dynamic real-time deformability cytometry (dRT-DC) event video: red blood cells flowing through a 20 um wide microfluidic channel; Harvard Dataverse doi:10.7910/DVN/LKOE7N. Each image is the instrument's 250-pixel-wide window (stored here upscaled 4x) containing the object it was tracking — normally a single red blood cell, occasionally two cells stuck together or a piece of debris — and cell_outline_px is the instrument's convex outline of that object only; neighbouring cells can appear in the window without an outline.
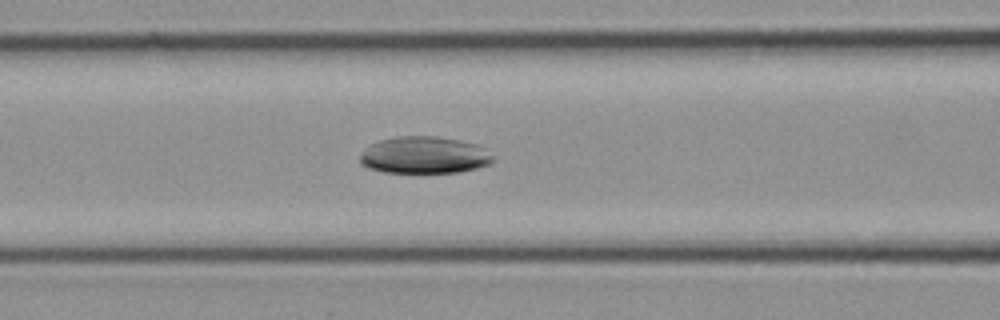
{"species": "common noctule bat (a hibernating species)", "species_latin": "Nyctalus noctula", "temperature_condition": "cold", "stored_images_in_passage": 13, "camera_frame_rate_fps": 3000, "um_per_image_px": 0.085, "animal": {"sex": "female", "body_mass_g": 21.9}, "frame": {"image": 1, "passage_image": 11, "time_ms": 3.333, "image_size_px": [1000, 320], "cell_outline_px": [[492, 164], [460, 172], [384, 172], [368, 168], [360, 164], [360, 156], [364, 148], [368, 144], [380, 140], [400, 136], [436, 136], [476, 144], [484, 148], [492, 156]], "centroid_in_image_um": [36.02, 13.18], "position_along_channel_um": 130.6, "area_um2": 28.61}}
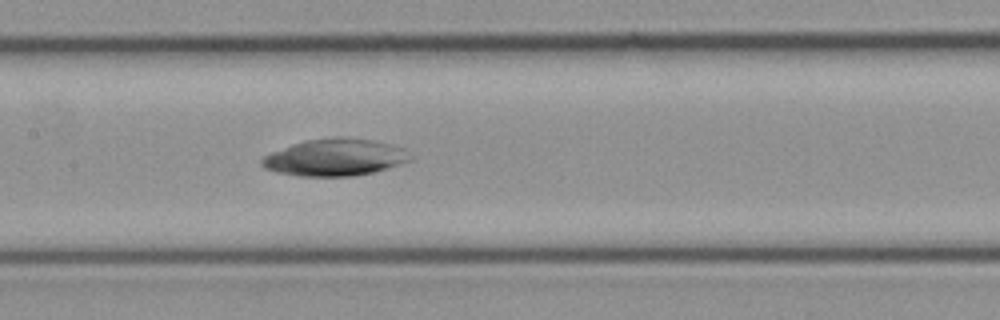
{"frame": {"image": 2, "passage_image": 13, "time_ms": 4.0, "image_size_px": [1000, 320], "cell_outline_px": [[416, 156], [412, 160], [372, 172], [356, 176], [300, 176], [276, 172], [264, 168], [260, 164], [260, 160], [264, 156], [272, 152], [292, 144], [308, 140], [336, 136], [340, 136], [372, 140], [392, 144], [404, 148]], "centroid_in_image_um": [28.51, 13.37], "position_along_channel_um": 178.9, "area_um2": 32.19}}